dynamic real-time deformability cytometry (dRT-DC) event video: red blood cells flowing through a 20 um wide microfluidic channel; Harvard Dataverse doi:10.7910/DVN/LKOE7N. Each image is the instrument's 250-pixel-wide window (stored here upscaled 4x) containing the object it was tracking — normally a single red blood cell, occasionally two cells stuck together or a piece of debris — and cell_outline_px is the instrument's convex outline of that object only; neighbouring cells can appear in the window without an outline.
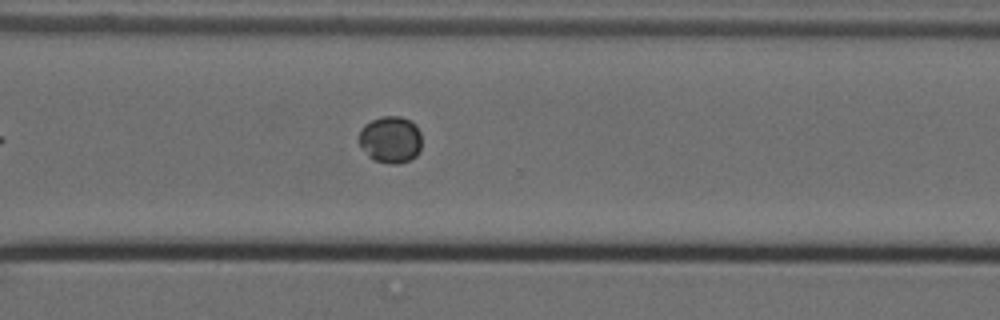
{"species": "Egyptian fruit bat (a non-hibernating species)", "species_latin": "Rousettus aegyptiacus", "temperature_condition": "cold", "stored_images_in_passage": 12, "camera_frame_rate_fps": 3000, "um_per_image_px": 0.085, "animal": {"sex": "female"}, "frame": {"image": 1, "passage_image": 12, "time_ms": 3.667, "image_size_px": [1000, 320], "cell_outline_px": [[420, 152], [412, 160], [396, 164], [388, 164], [376, 160], [368, 156], [360, 144], [360, 128], [364, 124], [380, 116], [400, 116], [412, 120], [416, 124], [420, 132]], "centroid_in_image_um": [33.22, 11.85], "position_along_channel_um": 337.4, "area_um2": 17.34}}